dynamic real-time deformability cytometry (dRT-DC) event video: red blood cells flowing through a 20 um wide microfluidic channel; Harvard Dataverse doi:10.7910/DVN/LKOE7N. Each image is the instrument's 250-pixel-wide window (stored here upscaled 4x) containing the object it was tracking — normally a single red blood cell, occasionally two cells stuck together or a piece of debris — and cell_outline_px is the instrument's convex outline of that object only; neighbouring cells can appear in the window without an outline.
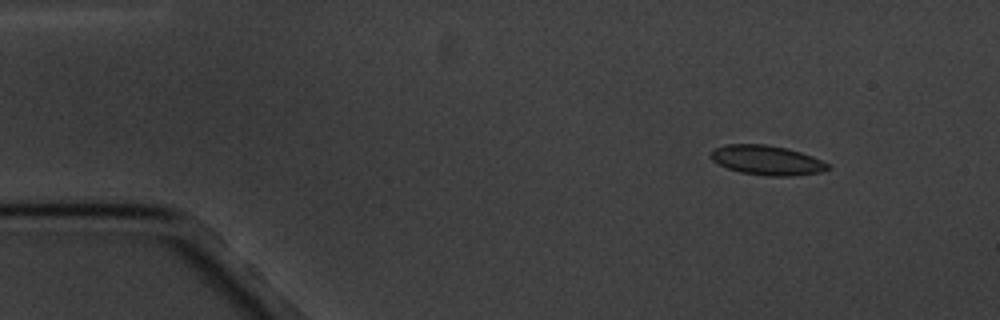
{"species": "common noctule bat (a hibernating species)", "species_latin": "Nyctalus noctula", "temperature_condition": "cold", "stored_images_in_passage": 6, "camera_frame_rate_fps": 3000, "um_per_image_px": 0.085, "animal": {"sex": "male", "body_mass_g": 20.1, "forearm_length_mm": 53.5}, "frame": {"image": 1, "passage_image": 2, "time_ms": 2.0, "image_size_px": [1000, 320], "cell_outline_px": [[832, 168], [820, 172], [792, 176], [768, 176], [740, 172], [728, 168], [712, 160], [712, 152], [716, 148], [728, 144], [768, 144], [800, 152], [812, 156], [828, 164]], "centroid_in_image_um": [65.21, 13.62], "position_along_channel_um": 19.8, "area_um2": 19.88}}
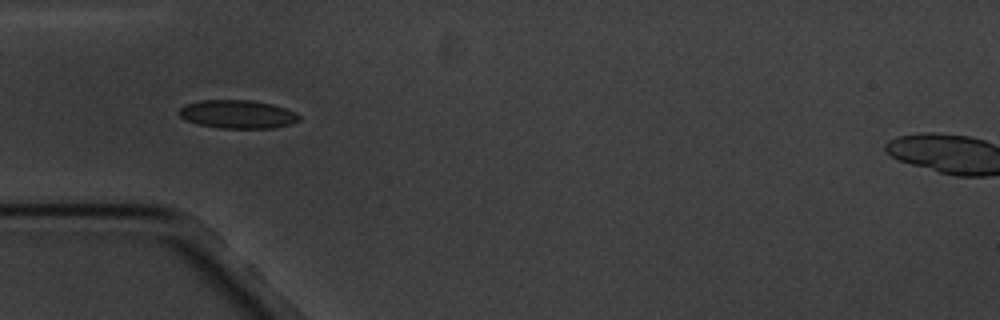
{"frame": {"image": 2, "passage_image": 5, "time_ms": 5.667, "image_size_px": [1000, 320], "cell_outline_px": [[300, 120], [288, 124], [272, 128], [216, 128], [200, 124], [188, 120], [180, 116], [176, 112], [184, 104], [200, 100], [252, 100], [272, 104], [296, 112], [300, 116]], "centroid_in_image_um": [20.17, 9.7], "position_along_channel_um": 64.8, "area_um2": 19.83}}
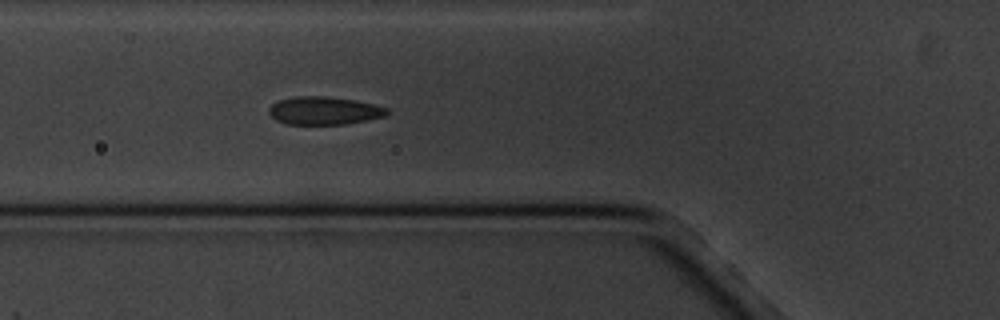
{"frame": {"image": 3, "passage_image": 6, "time_ms": 6.667, "image_size_px": [1000, 320], "cell_outline_px": [[388, 112], [384, 116], [368, 120], [344, 124], [284, 124], [276, 120], [268, 112], [268, 108], [272, 104], [280, 100], [296, 96], [324, 96], [352, 100], [372, 104], [388, 108]], "centroid_in_image_um": [27.51, 9.41], "position_along_channel_um": 98.3, "area_um2": 19.07}}